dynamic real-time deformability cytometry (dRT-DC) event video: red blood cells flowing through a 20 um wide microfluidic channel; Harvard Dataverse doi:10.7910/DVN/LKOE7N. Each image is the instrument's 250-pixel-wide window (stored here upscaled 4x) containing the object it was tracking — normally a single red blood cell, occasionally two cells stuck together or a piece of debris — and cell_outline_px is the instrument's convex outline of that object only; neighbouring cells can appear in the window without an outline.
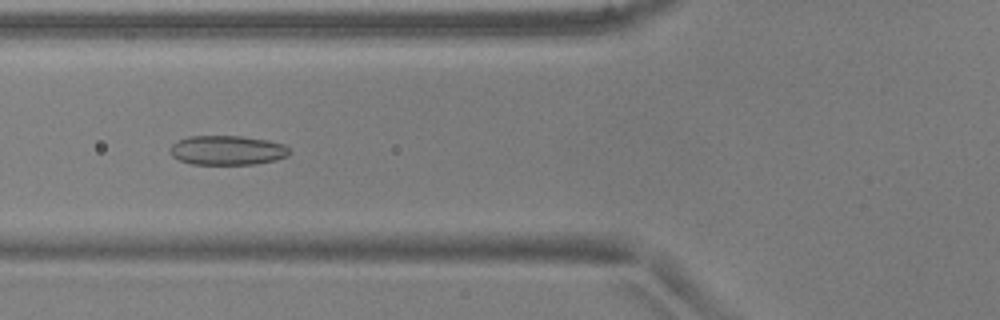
{"species": "common noctule bat (a hibernating species)", "species_latin": "Nyctalus noctula", "temperature_condition": "warm", "stored_images_in_passage": 39, "camera_frame_rate_fps": 3000, "um_per_image_px": 0.085, "animal": {"sex": "male", "body_mass_g": 17.9, "forearm_length_mm": 54.2}, "frame": {"image": 1, "passage_image": 7, "time_ms": 2.0, "image_size_px": [1000, 320], "cell_outline_px": [[292, 152], [288, 156], [276, 160], [256, 164], [192, 164], [180, 160], [172, 156], [168, 152], [168, 148], [172, 144], [188, 136], [240, 136], [268, 140], [284, 144]], "centroid_in_image_um": [19.32, 12.77], "position_along_channel_um": 106.5, "area_um2": 20.63}}
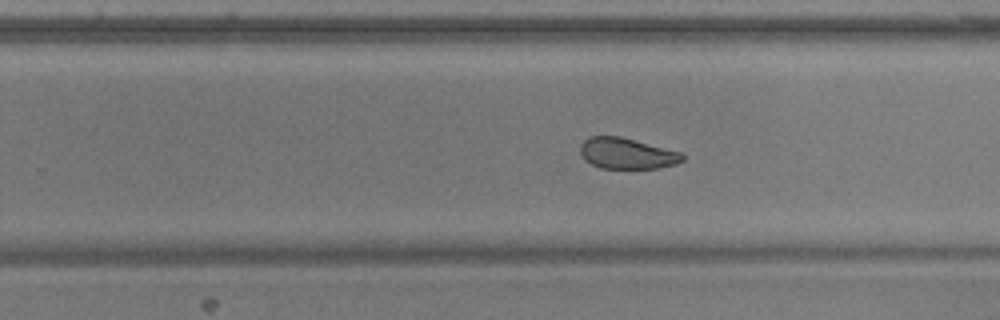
{"frame": {"image": 2, "passage_image": 20, "time_ms": 6.333, "image_size_px": [1000, 320], "cell_outline_px": [[684, 160], [676, 164], [656, 168], [600, 168], [584, 160], [580, 152], [580, 144], [588, 136], [620, 136], [680, 152], [684, 156]], "centroid_in_image_um": [53.25, 13.04], "position_along_channel_um": 276.6, "area_um2": 18.38}}
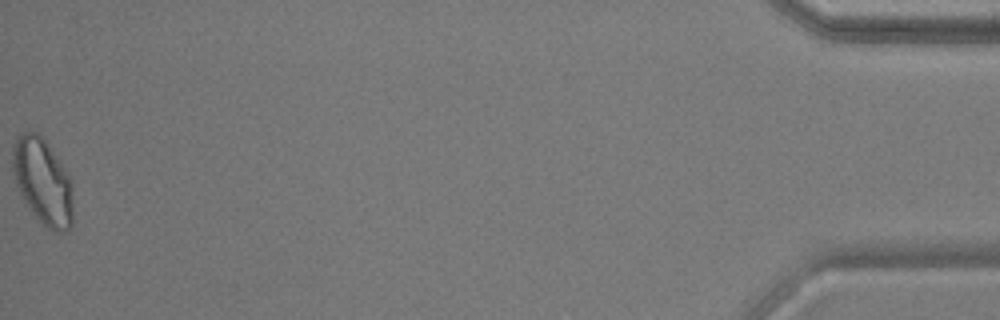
{"frame": {"image": 3, "passage_image": 39, "time_ms": 12.667, "image_size_px": [1000, 320], "cell_outline_px": [[72, 224], [68, 232], [56, 232], [44, 228], [40, 224], [24, 200], [16, 184], [12, 172], [12, 148], [20, 132], [36, 132], [44, 140], [64, 168], [72, 184]], "centroid_in_image_um": [3.62, 15.48], "position_along_channel_um": 431.6, "area_um2": 30.29}, "authors_computed_cell_mechanics": {"area_um2": 20.6346, "velocity_mm_per_s": 3.9241, "shape_relaxation_time_tau1_ms": 8.2201, "shape_relaxation_time_tau2_ms": 2.037, "deformation_change_tau1": 0.16, "deformation_change_tau2": 0.0754}}